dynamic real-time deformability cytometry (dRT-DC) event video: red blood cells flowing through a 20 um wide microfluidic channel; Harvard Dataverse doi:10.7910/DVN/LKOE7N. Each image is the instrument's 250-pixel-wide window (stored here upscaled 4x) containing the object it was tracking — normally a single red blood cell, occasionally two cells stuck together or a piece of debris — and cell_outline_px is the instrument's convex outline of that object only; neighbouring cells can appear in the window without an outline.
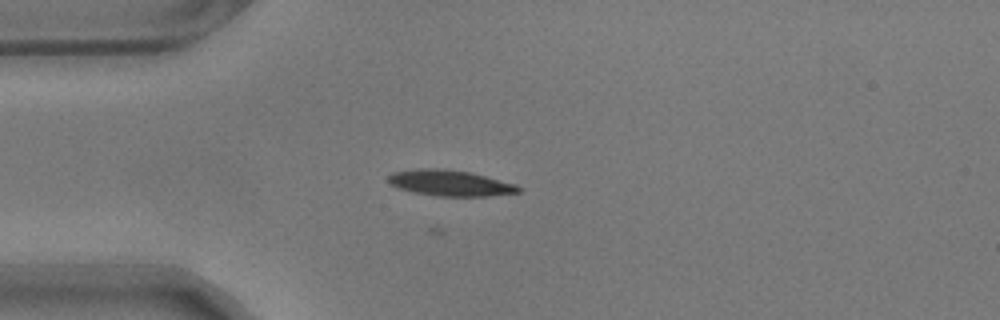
{"species": "common noctule bat (a hibernating species)", "species_latin": "Nyctalus noctula", "temperature_condition": "warm", "stored_images_in_passage": 38, "camera_frame_rate_fps": 3000, "um_per_image_px": 0.085, "animal": {"sex": "male", "body_mass_g": 17.9}, "frame": {"image": 1, "passage_image": 8, "time_ms": 2.333, "image_size_px": [1000, 320], "cell_outline_px": [[520, 192], [488, 196], [436, 196], [412, 192], [400, 188], [392, 184], [388, 180], [388, 176], [392, 172], [420, 168], [432, 168], [468, 172], [516, 184], [520, 188]], "centroid_in_image_um": [38.24, 15.56], "position_along_channel_um": 46.8, "area_um2": 19.31}}
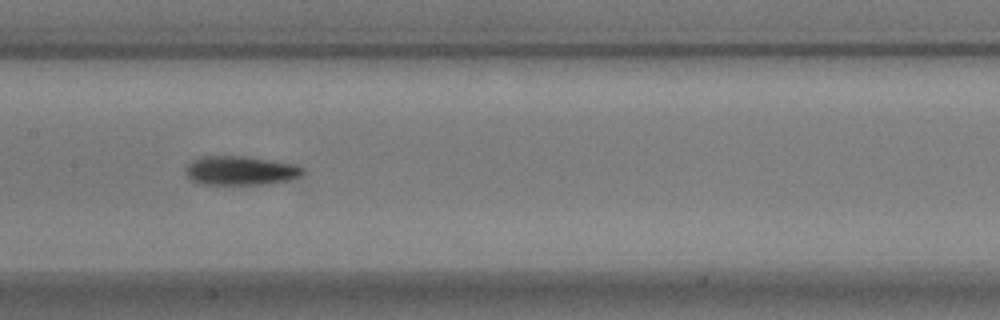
{"frame": {"image": 2, "passage_image": 21, "time_ms": 6.667, "image_size_px": [1000, 320], "cell_outline_px": [[304, 172], [300, 176], [288, 180], [268, 184], [200, 184], [192, 180], [184, 172], [184, 168], [192, 160], [200, 156], [244, 156], [296, 164], [304, 168]], "centroid_in_image_um": [20.42, 14.49], "position_along_channel_um": 187.0, "area_um2": 19.94}}
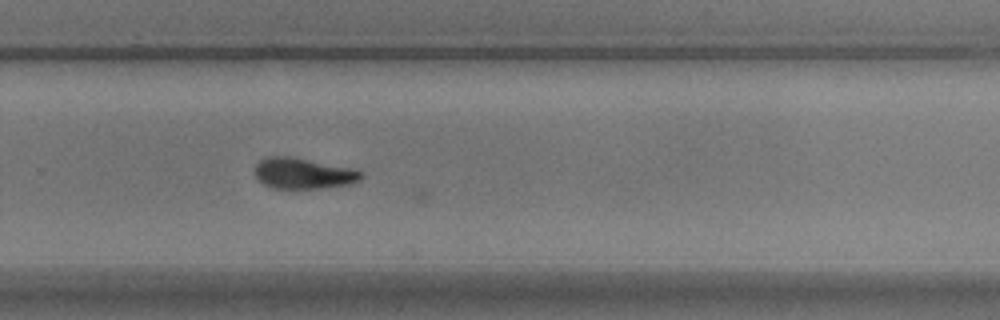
{"frame": {"image": 3, "passage_image": 31, "time_ms": 10.0, "image_size_px": [1000, 320], "cell_outline_px": [[364, 176], [360, 180], [352, 184], [320, 188], [272, 188], [264, 184], [256, 176], [256, 164], [260, 160], [268, 156], [288, 156], [348, 168], [364, 172]], "centroid_in_image_um": [25.79, 14.75], "position_along_channel_um": 304.0, "area_um2": 18.79}}